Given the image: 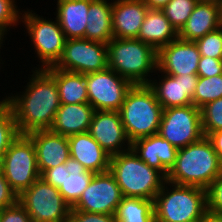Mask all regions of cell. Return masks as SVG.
<instances>
[{
  "mask_svg": "<svg viewBox=\"0 0 222 222\" xmlns=\"http://www.w3.org/2000/svg\"><path fill=\"white\" fill-rule=\"evenodd\" d=\"M116 222H155L154 200L122 197L115 213Z\"/></svg>",
  "mask_w": 222,
  "mask_h": 222,
  "instance_id": "27",
  "label": "cell"
},
{
  "mask_svg": "<svg viewBox=\"0 0 222 222\" xmlns=\"http://www.w3.org/2000/svg\"><path fill=\"white\" fill-rule=\"evenodd\" d=\"M199 222H222V215L207 210L200 218Z\"/></svg>",
  "mask_w": 222,
  "mask_h": 222,
  "instance_id": "42",
  "label": "cell"
},
{
  "mask_svg": "<svg viewBox=\"0 0 222 222\" xmlns=\"http://www.w3.org/2000/svg\"><path fill=\"white\" fill-rule=\"evenodd\" d=\"M170 0H144L149 9L161 10Z\"/></svg>",
  "mask_w": 222,
  "mask_h": 222,
  "instance_id": "43",
  "label": "cell"
},
{
  "mask_svg": "<svg viewBox=\"0 0 222 222\" xmlns=\"http://www.w3.org/2000/svg\"><path fill=\"white\" fill-rule=\"evenodd\" d=\"M206 211L207 191L197 186L166 180L154 199L155 222L197 221Z\"/></svg>",
  "mask_w": 222,
  "mask_h": 222,
  "instance_id": "6",
  "label": "cell"
},
{
  "mask_svg": "<svg viewBox=\"0 0 222 222\" xmlns=\"http://www.w3.org/2000/svg\"><path fill=\"white\" fill-rule=\"evenodd\" d=\"M109 172L124 197L154 200L166 181L160 171L142 161L132 148L110 157Z\"/></svg>",
  "mask_w": 222,
  "mask_h": 222,
  "instance_id": "3",
  "label": "cell"
},
{
  "mask_svg": "<svg viewBox=\"0 0 222 222\" xmlns=\"http://www.w3.org/2000/svg\"><path fill=\"white\" fill-rule=\"evenodd\" d=\"M68 172L70 175L66 177L58 190L64 200L72 207L88 187L95 173L74 164L69 167Z\"/></svg>",
  "mask_w": 222,
  "mask_h": 222,
  "instance_id": "28",
  "label": "cell"
},
{
  "mask_svg": "<svg viewBox=\"0 0 222 222\" xmlns=\"http://www.w3.org/2000/svg\"><path fill=\"white\" fill-rule=\"evenodd\" d=\"M197 0H170L161 10L179 33L193 12Z\"/></svg>",
  "mask_w": 222,
  "mask_h": 222,
  "instance_id": "31",
  "label": "cell"
},
{
  "mask_svg": "<svg viewBox=\"0 0 222 222\" xmlns=\"http://www.w3.org/2000/svg\"><path fill=\"white\" fill-rule=\"evenodd\" d=\"M22 94L5 96L12 107L19 134L50 129L61 103L57 84L45 70H32Z\"/></svg>",
  "mask_w": 222,
  "mask_h": 222,
  "instance_id": "1",
  "label": "cell"
},
{
  "mask_svg": "<svg viewBox=\"0 0 222 222\" xmlns=\"http://www.w3.org/2000/svg\"><path fill=\"white\" fill-rule=\"evenodd\" d=\"M222 97V74L212 77H199L192 103L197 108Z\"/></svg>",
  "mask_w": 222,
  "mask_h": 222,
  "instance_id": "29",
  "label": "cell"
},
{
  "mask_svg": "<svg viewBox=\"0 0 222 222\" xmlns=\"http://www.w3.org/2000/svg\"><path fill=\"white\" fill-rule=\"evenodd\" d=\"M148 9L144 0H113V38H137Z\"/></svg>",
  "mask_w": 222,
  "mask_h": 222,
  "instance_id": "19",
  "label": "cell"
},
{
  "mask_svg": "<svg viewBox=\"0 0 222 222\" xmlns=\"http://www.w3.org/2000/svg\"><path fill=\"white\" fill-rule=\"evenodd\" d=\"M70 161L93 173L109 171L110 155L88 133L68 137Z\"/></svg>",
  "mask_w": 222,
  "mask_h": 222,
  "instance_id": "18",
  "label": "cell"
},
{
  "mask_svg": "<svg viewBox=\"0 0 222 222\" xmlns=\"http://www.w3.org/2000/svg\"><path fill=\"white\" fill-rule=\"evenodd\" d=\"M0 167L12 190L19 196L40 178L34 143L19 134L4 153Z\"/></svg>",
  "mask_w": 222,
  "mask_h": 222,
  "instance_id": "7",
  "label": "cell"
},
{
  "mask_svg": "<svg viewBox=\"0 0 222 222\" xmlns=\"http://www.w3.org/2000/svg\"><path fill=\"white\" fill-rule=\"evenodd\" d=\"M222 74V59L201 56L198 63L199 77H212Z\"/></svg>",
  "mask_w": 222,
  "mask_h": 222,
  "instance_id": "37",
  "label": "cell"
},
{
  "mask_svg": "<svg viewBox=\"0 0 222 222\" xmlns=\"http://www.w3.org/2000/svg\"><path fill=\"white\" fill-rule=\"evenodd\" d=\"M219 29L222 31V17H221V20H220Z\"/></svg>",
  "mask_w": 222,
  "mask_h": 222,
  "instance_id": "45",
  "label": "cell"
},
{
  "mask_svg": "<svg viewBox=\"0 0 222 222\" xmlns=\"http://www.w3.org/2000/svg\"><path fill=\"white\" fill-rule=\"evenodd\" d=\"M0 222H32L26 209L17 202L15 205L0 210Z\"/></svg>",
  "mask_w": 222,
  "mask_h": 222,
  "instance_id": "38",
  "label": "cell"
},
{
  "mask_svg": "<svg viewBox=\"0 0 222 222\" xmlns=\"http://www.w3.org/2000/svg\"><path fill=\"white\" fill-rule=\"evenodd\" d=\"M15 3V0H0V38L2 40L10 27L14 25L16 27L21 20V11L17 9Z\"/></svg>",
  "mask_w": 222,
  "mask_h": 222,
  "instance_id": "34",
  "label": "cell"
},
{
  "mask_svg": "<svg viewBox=\"0 0 222 222\" xmlns=\"http://www.w3.org/2000/svg\"><path fill=\"white\" fill-rule=\"evenodd\" d=\"M32 222H68L71 207L58 188L37 179L18 196Z\"/></svg>",
  "mask_w": 222,
  "mask_h": 222,
  "instance_id": "9",
  "label": "cell"
},
{
  "mask_svg": "<svg viewBox=\"0 0 222 222\" xmlns=\"http://www.w3.org/2000/svg\"><path fill=\"white\" fill-rule=\"evenodd\" d=\"M118 112L131 143L158 134L163 108L148 84L133 85Z\"/></svg>",
  "mask_w": 222,
  "mask_h": 222,
  "instance_id": "5",
  "label": "cell"
},
{
  "mask_svg": "<svg viewBox=\"0 0 222 222\" xmlns=\"http://www.w3.org/2000/svg\"><path fill=\"white\" fill-rule=\"evenodd\" d=\"M93 0H57L56 18L66 39L85 38L87 13Z\"/></svg>",
  "mask_w": 222,
  "mask_h": 222,
  "instance_id": "23",
  "label": "cell"
},
{
  "mask_svg": "<svg viewBox=\"0 0 222 222\" xmlns=\"http://www.w3.org/2000/svg\"><path fill=\"white\" fill-rule=\"evenodd\" d=\"M197 2L213 3L222 6V0H197Z\"/></svg>",
  "mask_w": 222,
  "mask_h": 222,
  "instance_id": "44",
  "label": "cell"
},
{
  "mask_svg": "<svg viewBox=\"0 0 222 222\" xmlns=\"http://www.w3.org/2000/svg\"><path fill=\"white\" fill-rule=\"evenodd\" d=\"M200 57L195 41L178 37L158 51L156 71L170 76L197 74Z\"/></svg>",
  "mask_w": 222,
  "mask_h": 222,
  "instance_id": "14",
  "label": "cell"
},
{
  "mask_svg": "<svg viewBox=\"0 0 222 222\" xmlns=\"http://www.w3.org/2000/svg\"><path fill=\"white\" fill-rule=\"evenodd\" d=\"M131 148L150 167L160 171L165 177L176 161L178 149L159 134L135 140Z\"/></svg>",
  "mask_w": 222,
  "mask_h": 222,
  "instance_id": "20",
  "label": "cell"
},
{
  "mask_svg": "<svg viewBox=\"0 0 222 222\" xmlns=\"http://www.w3.org/2000/svg\"><path fill=\"white\" fill-rule=\"evenodd\" d=\"M21 20L25 25L31 42L35 48V53L42 64L38 69H46L54 66L60 59L66 41L63 30L58 20L52 21L38 16L33 11H22ZM23 19V20H22Z\"/></svg>",
  "mask_w": 222,
  "mask_h": 222,
  "instance_id": "8",
  "label": "cell"
},
{
  "mask_svg": "<svg viewBox=\"0 0 222 222\" xmlns=\"http://www.w3.org/2000/svg\"><path fill=\"white\" fill-rule=\"evenodd\" d=\"M88 102L95 111H119L133 84L110 68L85 75Z\"/></svg>",
  "mask_w": 222,
  "mask_h": 222,
  "instance_id": "12",
  "label": "cell"
},
{
  "mask_svg": "<svg viewBox=\"0 0 222 222\" xmlns=\"http://www.w3.org/2000/svg\"><path fill=\"white\" fill-rule=\"evenodd\" d=\"M72 165L71 162L60 164L54 168L46 169L41 175L42 178L46 183L59 188L66 177L70 175L68 172L69 167Z\"/></svg>",
  "mask_w": 222,
  "mask_h": 222,
  "instance_id": "36",
  "label": "cell"
},
{
  "mask_svg": "<svg viewBox=\"0 0 222 222\" xmlns=\"http://www.w3.org/2000/svg\"><path fill=\"white\" fill-rule=\"evenodd\" d=\"M18 136L19 132L12 107L5 99L0 100V161Z\"/></svg>",
  "mask_w": 222,
  "mask_h": 222,
  "instance_id": "30",
  "label": "cell"
},
{
  "mask_svg": "<svg viewBox=\"0 0 222 222\" xmlns=\"http://www.w3.org/2000/svg\"><path fill=\"white\" fill-rule=\"evenodd\" d=\"M94 112L89 103L61 104L50 130L66 137L86 133Z\"/></svg>",
  "mask_w": 222,
  "mask_h": 222,
  "instance_id": "21",
  "label": "cell"
},
{
  "mask_svg": "<svg viewBox=\"0 0 222 222\" xmlns=\"http://www.w3.org/2000/svg\"><path fill=\"white\" fill-rule=\"evenodd\" d=\"M207 138L210 140L215 152L218 154L219 161L222 165V130L210 133Z\"/></svg>",
  "mask_w": 222,
  "mask_h": 222,
  "instance_id": "41",
  "label": "cell"
},
{
  "mask_svg": "<svg viewBox=\"0 0 222 222\" xmlns=\"http://www.w3.org/2000/svg\"><path fill=\"white\" fill-rule=\"evenodd\" d=\"M162 75L158 78L159 81L152 79L148 85L163 109L193 104L192 98L199 78L197 74L170 76L162 73Z\"/></svg>",
  "mask_w": 222,
  "mask_h": 222,
  "instance_id": "16",
  "label": "cell"
},
{
  "mask_svg": "<svg viewBox=\"0 0 222 222\" xmlns=\"http://www.w3.org/2000/svg\"><path fill=\"white\" fill-rule=\"evenodd\" d=\"M88 133L110 156L131 149L118 111H95Z\"/></svg>",
  "mask_w": 222,
  "mask_h": 222,
  "instance_id": "15",
  "label": "cell"
},
{
  "mask_svg": "<svg viewBox=\"0 0 222 222\" xmlns=\"http://www.w3.org/2000/svg\"><path fill=\"white\" fill-rule=\"evenodd\" d=\"M18 202V195L12 190L0 167V210L11 207Z\"/></svg>",
  "mask_w": 222,
  "mask_h": 222,
  "instance_id": "40",
  "label": "cell"
},
{
  "mask_svg": "<svg viewBox=\"0 0 222 222\" xmlns=\"http://www.w3.org/2000/svg\"><path fill=\"white\" fill-rule=\"evenodd\" d=\"M200 112L204 136L222 130V97L205 104L200 108Z\"/></svg>",
  "mask_w": 222,
  "mask_h": 222,
  "instance_id": "32",
  "label": "cell"
},
{
  "mask_svg": "<svg viewBox=\"0 0 222 222\" xmlns=\"http://www.w3.org/2000/svg\"><path fill=\"white\" fill-rule=\"evenodd\" d=\"M122 193L109 172L96 173L71 210L115 215Z\"/></svg>",
  "mask_w": 222,
  "mask_h": 222,
  "instance_id": "13",
  "label": "cell"
},
{
  "mask_svg": "<svg viewBox=\"0 0 222 222\" xmlns=\"http://www.w3.org/2000/svg\"><path fill=\"white\" fill-rule=\"evenodd\" d=\"M3 41L4 40H2L1 38H0V49H1V47H2V44H3ZM1 57V56H0ZM1 63V62H0ZM1 67V66H0Z\"/></svg>",
  "mask_w": 222,
  "mask_h": 222,
  "instance_id": "46",
  "label": "cell"
},
{
  "mask_svg": "<svg viewBox=\"0 0 222 222\" xmlns=\"http://www.w3.org/2000/svg\"><path fill=\"white\" fill-rule=\"evenodd\" d=\"M27 135L34 143L40 175L46 169L71 162L68 137L50 129L36 130Z\"/></svg>",
  "mask_w": 222,
  "mask_h": 222,
  "instance_id": "17",
  "label": "cell"
},
{
  "mask_svg": "<svg viewBox=\"0 0 222 222\" xmlns=\"http://www.w3.org/2000/svg\"><path fill=\"white\" fill-rule=\"evenodd\" d=\"M178 38V32L162 10L148 9L136 39L151 45L157 52Z\"/></svg>",
  "mask_w": 222,
  "mask_h": 222,
  "instance_id": "24",
  "label": "cell"
},
{
  "mask_svg": "<svg viewBox=\"0 0 222 222\" xmlns=\"http://www.w3.org/2000/svg\"><path fill=\"white\" fill-rule=\"evenodd\" d=\"M222 173V165L210 140L203 136L177 151L176 161L168 171L166 180L177 185L207 189Z\"/></svg>",
  "mask_w": 222,
  "mask_h": 222,
  "instance_id": "2",
  "label": "cell"
},
{
  "mask_svg": "<svg viewBox=\"0 0 222 222\" xmlns=\"http://www.w3.org/2000/svg\"><path fill=\"white\" fill-rule=\"evenodd\" d=\"M201 56L222 59V31L218 28L195 41Z\"/></svg>",
  "mask_w": 222,
  "mask_h": 222,
  "instance_id": "33",
  "label": "cell"
},
{
  "mask_svg": "<svg viewBox=\"0 0 222 222\" xmlns=\"http://www.w3.org/2000/svg\"><path fill=\"white\" fill-rule=\"evenodd\" d=\"M158 52L136 38H112L107 43L108 68L133 85L149 84L157 70Z\"/></svg>",
  "mask_w": 222,
  "mask_h": 222,
  "instance_id": "4",
  "label": "cell"
},
{
  "mask_svg": "<svg viewBox=\"0 0 222 222\" xmlns=\"http://www.w3.org/2000/svg\"><path fill=\"white\" fill-rule=\"evenodd\" d=\"M68 222H116L115 215L70 210Z\"/></svg>",
  "mask_w": 222,
  "mask_h": 222,
  "instance_id": "39",
  "label": "cell"
},
{
  "mask_svg": "<svg viewBox=\"0 0 222 222\" xmlns=\"http://www.w3.org/2000/svg\"><path fill=\"white\" fill-rule=\"evenodd\" d=\"M53 67L84 75L105 70L107 44L85 38L66 39L62 55Z\"/></svg>",
  "mask_w": 222,
  "mask_h": 222,
  "instance_id": "11",
  "label": "cell"
},
{
  "mask_svg": "<svg viewBox=\"0 0 222 222\" xmlns=\"http://www.w3.org/2000/svg\"><path fill=\"white\" fill-rule=\"evenodd\" d=\"M108 1L93 0L89 4L85 39L107 44L113 38V2Z\"/></svg>",
  "mask_w": 222,
  "mask_h": 222,
  "instance_id": "25",
  "label": "cell"
},
{
  "mask_svg": "<svg viewBox=\"0 0 222 222\" xmlns=\"http://www.w3.org/2000/svg\"><path fill=\"white\" fill-rule=\"evenodd\" d=\"M221 17V5L197 2L186 24L178 33V37L186 41H196L218 29Z\"/></svg>",
  "mask_w": 222,
  "mask_h": 222,
  "instance_id": "22",
  "label": "cell"
},
{
  "mask_svg": "<svg viewBox=\"0 0 222 222\" xmlns=\"http://www.w3.org/2000/svg\"><path fill=\"white\" fill-rule=\"evenodd\" d=\"M55 80L61 104L89 103L85 75L58 68L45 69Z\"/></svg>",
  "mask_w": 222,
  "mask_h": 222,
  "instance_id": "26",
  "label": "cell"
},
{
  "mask_svg": "<svg viewBox=\"0 0 222 222\" xmlns=\"http://www.w3.org/2000/svg\"><path fill=\"white\" fill-rule=\"evenodd\" d=\"M158 134L177 149L199 141L204 136L200 108L192 104L163 109Z\"/></svg>",
  "mask_w": 222,
  "mask_h": 222,
  "instance_id": "10",
  "label": "cell"
},
{
  "mask_svg": "<svg viewBox=\"0 0 222 222\" xmlns=\"http://www.w3.org/2000/svg\"><path fill=\"white\" fill-rule=\"evenodd\" d=\"M207 191V210L222 215V173L217 176Z\"/></svg>",
  "mask_w": 222,
  "mask_h": 222,
  "instance_id": "35",
  "label": "cell"
}]
</instances>
